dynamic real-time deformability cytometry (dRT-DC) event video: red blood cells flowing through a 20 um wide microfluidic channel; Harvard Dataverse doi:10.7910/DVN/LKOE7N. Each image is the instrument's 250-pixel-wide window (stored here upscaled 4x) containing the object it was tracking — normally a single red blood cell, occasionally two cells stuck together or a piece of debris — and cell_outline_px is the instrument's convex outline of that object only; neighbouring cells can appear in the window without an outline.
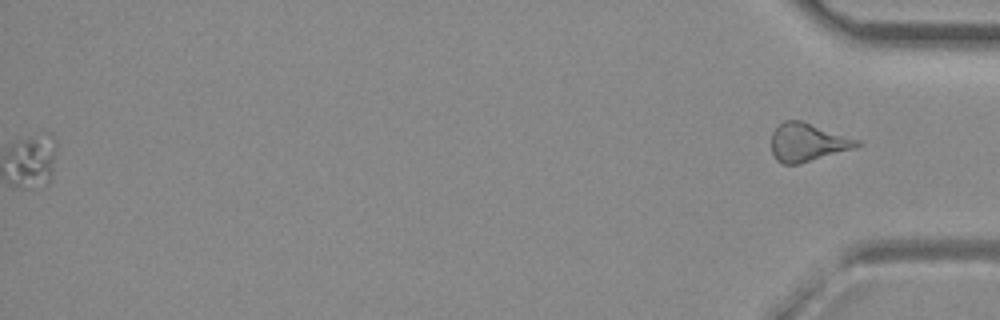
{"species": "common noctule bat (a hibernating species)", "species_latin": "Nyctalus noctula", "temperature_condition": "room temperature", "stored_images_in_passage": 43, "segment_of_instrument_passage": [2, 2], "camera_frame_rate_fps": 3000, "um_per_image_px": 0.085, "animal": {"sex": "female", "body_mass_g": 29.2, "forearm_length_mm": 56.3}, "frame": {"image": 1, "passage_image": 43, "time_ms": 14.0, "image_size_px": [1000, 320], "cell_outline_px": [[864, 144], [852, 148], [800, 164], [784, 164], [776, 160], [772, 152], [772, 132], [784, 120], [800, 120], [860, 140]], "centroid_in_image_um": [68.63, 12.1], "position_along_channel_um": 366.6, "area_um2": 18.84}}